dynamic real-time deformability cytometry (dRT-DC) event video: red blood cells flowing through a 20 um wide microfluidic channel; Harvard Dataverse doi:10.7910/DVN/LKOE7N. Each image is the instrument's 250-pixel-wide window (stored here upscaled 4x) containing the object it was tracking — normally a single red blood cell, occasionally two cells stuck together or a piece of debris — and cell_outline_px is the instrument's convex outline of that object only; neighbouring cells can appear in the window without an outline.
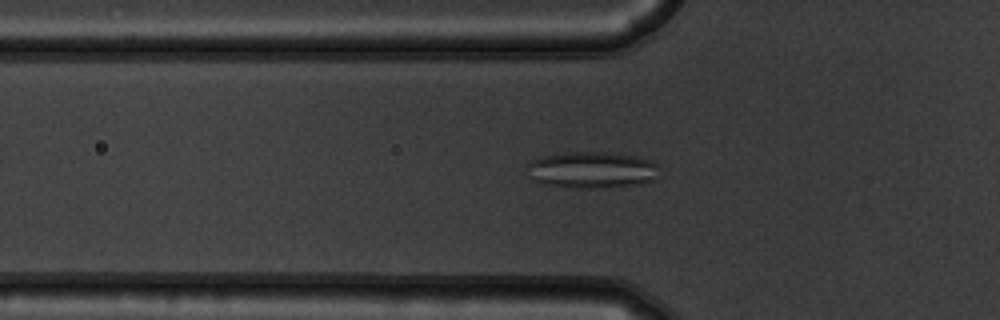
{"species": "common noctule bat (a hibernating species)", "species_latin": "Nyctalus noctula", "temperature_condition": "warm", "stored_images_in_passage": 55, "camera_frame_rate_fps": 3000, "um_per_image_px": 0.085, "animal": {"sex": "male", "body_mass_g": 19.5, "forearm_length_mm": 54.6}, "frame": {"image": 1, "passage_image": 19, "time_ms": 6.0, "image_size_px": [1000, 320], "cell_outline_px": [[664, 176], [656, 180], [640, 184], [588, 188], [576, 188], [544, 184], [532, 180], [528, 176], [524, 164], [532, 160], [544, 156], [572, 152], [608, 152], [636, 156], [656, 160]], "centroid_in_image_um": [50.39, 14.44], "position_along_channel_um": 75.4, "area_um2": 28.9}}
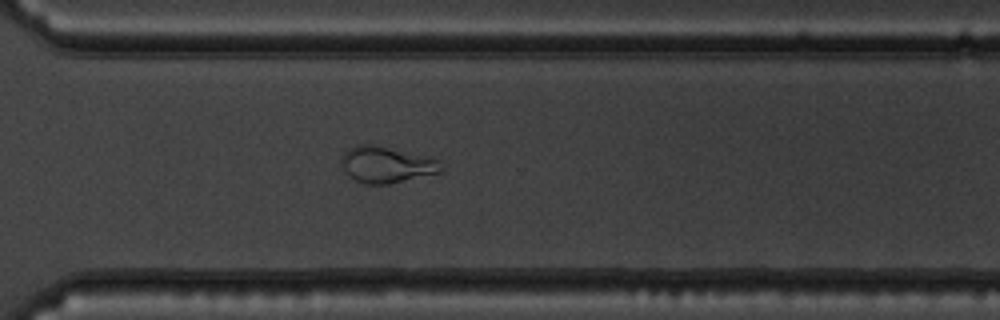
{"frame": {"image": 2, "passage_image": 40, "time_ms": 13.0, "image_size_px": [1000, 320], "cell_outline_px": [[440, 172], [388, 184], [364, 184], [348, 176], [344, 172], [340, 160], [340, 156], [348, 148], [356, 144], [372, 144], [424, 156], [440, 160]], "centroid_in_image_um": [32.75, 13.99], "position_along_channel_um": 337.9, "area_um2": 20.92}}
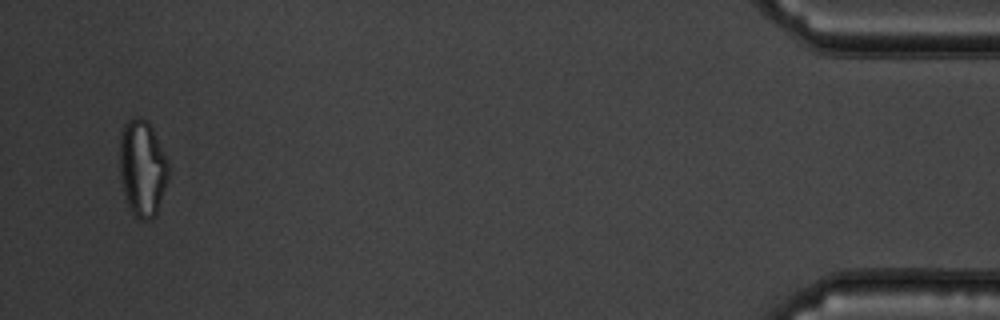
{"frame": {"image": 3, "passage_image": 53, "time_ms": 17.333, "image_size_px": [1000, 320], "cell_outline_px": [[168, 180], [156, 216], [148, 220], [140, 220], [132, 212], [128, 204], [120, 180], [120, 132], [124, 124], [128, 120], [136, 116], [140, 116], [148, 120], [168, 160]], "centroid_in_image_um": [12.1, 14.28], "position_along_channel_um": 423.1, "area_um2": 27.63}, "authors_computed_cell_mechanics": {"area_um2": 25.2586, "velocity_mm_per_s": 3.7438, "shape_relaxation_time_tau1_ms": null, "shape_relaxation_time_tau2_ms": 1.0912, "deformation_change_tau1": null, "deformation_change_tau2": 0.0847}}